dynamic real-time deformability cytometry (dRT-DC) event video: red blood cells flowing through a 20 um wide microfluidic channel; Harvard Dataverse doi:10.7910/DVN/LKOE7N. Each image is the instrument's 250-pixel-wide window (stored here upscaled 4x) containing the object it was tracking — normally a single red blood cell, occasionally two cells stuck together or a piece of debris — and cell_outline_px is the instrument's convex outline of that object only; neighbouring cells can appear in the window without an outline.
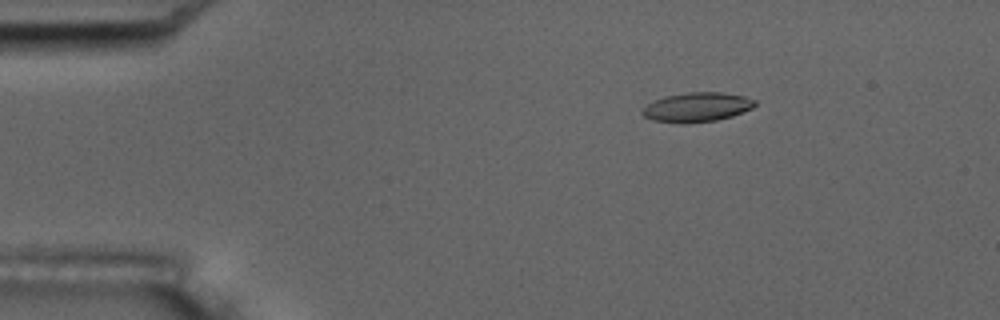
{"species": "common noctule bat (a hibernating species)", "species_latin": "Nyctalus noctula", "temperature_condition": "room temperature", "stored_images_in_passage": 6, "camera_frame_rate_fps": 3000, "um_per_image_px": 0.085, "animal": {"sex": "male", "body_mass_g": 17.5, "forearm_length_mm": 52.3}, "frame": {"image": 1, "passage_image": 3, "time_ms": 2.333, "image_size_px": [1000, 320], "cell_outline_px": [[756, 104], [752, 108], [732, 116], [716, 120], [684, 124], [680, 124], [652, 120], [644, 116], [640, 112], [648, 104], [664, 96], [688, 92], [720, 92], [744, 96], [756, 100]], "centroid_in_image_um": [59.23, 9.11], "position_along_channel_um": 25.8, "area_um2": 19.31}}